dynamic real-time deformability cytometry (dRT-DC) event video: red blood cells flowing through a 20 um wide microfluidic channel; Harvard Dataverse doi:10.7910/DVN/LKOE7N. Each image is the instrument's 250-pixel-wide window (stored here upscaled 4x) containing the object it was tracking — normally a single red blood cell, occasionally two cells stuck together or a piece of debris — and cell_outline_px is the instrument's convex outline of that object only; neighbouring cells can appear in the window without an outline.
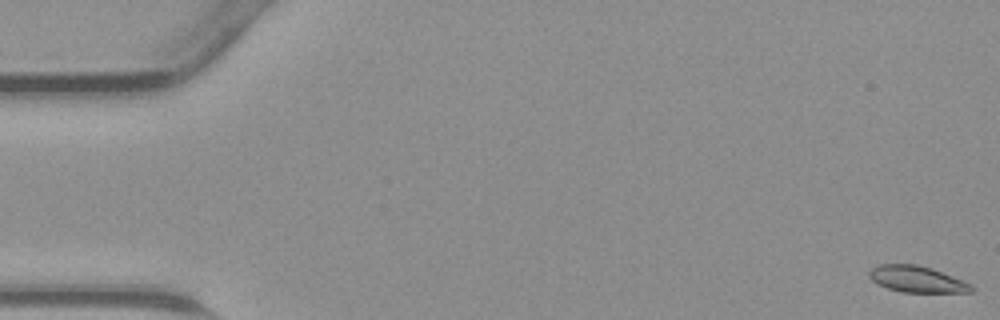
{"species": "common noctule bat (a hibernating species)", "species_latin": "Nyctalus noctula", "temperature_condition": "warm", "stored_images_in_passage": 14, "camera_frame_rate_fps": 3000, "um_per_image_px": 0.085, "animal": {"sex": "male", "body_mass_g": 23.1, "forearm_length_mm": 52.7}, "frame": {"image": 1, "passage_image": 1, "time_ms": 0.0, "image_size_px": [1000, 320], "cell_outline_px": [[972, 292], [904, 292], [888, 288], [872, 280], [868, 276], [868, 272], [872, 268], [880, 264], [916, 264], [932, 268], [972, 284]], "centroid_in_image_um": [77.93, 23.72], "position_along_channel_um": 7.1, "area_um2": 15.49}}